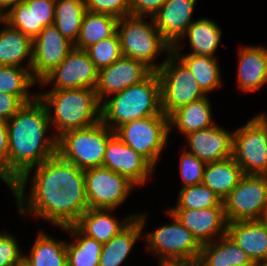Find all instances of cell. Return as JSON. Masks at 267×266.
<instances>
[{
    "label": "cell",
    "instance_id": "obj_1",
    "mask_svg": "<svg viewBox=\"0 0 267 266\" xmlns=\"http://www.w3.org/2000/svg\"><path fill=\"white\" fill-rule=\"evenodd\" d=\"M30 194L19 191V215L29 211L39 219L65 228L75 225L89 208L84 170L63 160L58 154L35 166ZM26 199V200H25ZM28 210V211H27Z\"/></svg>",
    "mask_w": 267,
    "mask_h": 266
},
{
    "label": "cell",
    "instance_id": "obj_2",
    "mask_svg": "<svg viewBox=\"0 0 267 266\" xmlns=\"http://www.w3.org/2000/svg\"><path fill=\"white\" fill-rule=\"evenodd\" d=\"M8 168L19 179L24 191L33 167L57 154V138L46 137L50 125L45 104L37 96L7 122Z\"/></svg>",
    "mask_w": 267,
    "mask_h": 266
},
{
    "label": "cell",
    "instance_id": "obj_3",
    "mask_svg": "<svg viewBox=\"0 0 267 266\" xmlns=\"http://www.w3.org/2000/svg\"><path fill=\"white\" fill-rule=\"evenodd\" d=\"M37 96L47 108L50 125H54L58 133H54L56 138L67 131L85 128L101 121V103L95 89L49 90L38 92ZM51 109H54V114Z\"/></svg>",
    "mask_w": 267,
    "mask_h": 266
},
{
    "label": "cell",
    "instance_id": "obj_4",
    "mask_svg": "<svg viewBox=\"0 0 267 266\" xmlns=\"http://www.w3.org/2000/svg\"><path fill=\"white\" fill-rule=\"evenodd\" d=\"M161 113V85L157 72L101 103V121L113 131L127 122Z\"/></svg>",
    "mask_w": 267,
    "mask_h": 266
},
{
    "label": "cell",
    "instance_id": "obj_5",
    "mask_svg": "<svg viewBox=\"0 0 267 266\" xmlns=\"http://www.w3.org/2000/svg\"><path fill=\"white\" fill-rule=\"evenodd\" d=\"M151 18V23H148L143 16H124L118 19L116 32L122 56L137 59L157 72L163 63L156 64V57L165 51L169 54L172 46L162 37Z\"/></svg>",
    "mask_w": 267,
    "mask_h": 266
},
{
    "label": "cell",
    "instance_id": "obj_6",
    "mask_svg": "<svg viewBox=\"0 0 267 266\" xmlns=\"http://www.w3.org/2000/svg\"><path fill=\"white\" fill-rule=\"evenodd\" d=\"M115 134L102 121L57 138V154L82 170L102 167L108 140Z\"/></svg>",
    "mask_w": 267,
    "mask_h": 266
},
{
    "label": "cell",
    "instance_id": "obj_7",
    "mask_svg": "<svg viewBox=\"0 0 267 266\" xmlns=\"http://www.w3.org/2000/svg\"><path fill=\"white\" fill-rule=\"evenodd\" d=\"M162 63L157 74L161 85V108L165 115L169 117L178 108L207 96L187 66L172 51Z\"/></svg>",
    "mask_w": 267,
    "mask_h": 266
},
{
    "label": "cell",
    "instance_id": "obj_8",
    "mask_svg": "<svg viewBox=\"0 0 267 266\" xmlns=\"http://www.w3.org/2000/svg\"><path fill=\"white\" fill-rule=\"evenodd\" d=\"M114 132L154 167L160 153L169 142V117L162 112L156 116L127 122Z\"/></svg>",
    "mask_w": 267,
    "mask_h": 266
},
{
    "label": "cell",
    "instance_id": "obj_9",
    "mask_svg": "<svg viewBox=\"0 0 267 266\" xmlns=\"http://www.w3.org/2000/svg\"><path fill=\"white\" fill-rule=\"evenodd\" d=\"M233 158L245 175H267V123L254 117L233 132Z\"/></svg>",
    "mask_w": 267,
    "mask_h": 266
},
{
    "label": "cell",
    "instance_id": "obj_10",
    "mask_svg": "<svg viewBox=\"0 0 267 266\" xmlns=\"http://www.w3.org/2000/svg\"><path fill=\"white\" fill-rule=\"evenodd\" d=\"M167 216L172 218L165 224L144 236L150 253L158 254L159 262L164 260H181L199 258L202 245L168 210Z\"/></svg>",
    "mask_w": 267,
    "mask_h": 266
},
{
    "label": "cell",
    "instance_id": "obj_11",
    "mask_svg": "<svg viewBox=\"0 0 267 266\" xmlns=\"http://www.w3.org/2000/svg\"><path fill=\"white\" fill-rule=\"evenodd\" d=\"M223 205L228 223L259 220L267 208V175H244Z\"/></svg>",
    "mask_w": 267,
    "mask_h": 266
},
{
    "label": "cell",
    "instance_id": "obj_12",
    "mask_svg": "<svg viewBox=\"0 0 267 266\" xmlns=\"http://www.w3.org/2000/svg\"><path fill=\"white\" fill-rule=\"evenodd\" d=\"M84 177L89 208L115 210L135 188L126 177L104 167L86 169Z\"/></svg>",
    "mask_w": 267,
    "mask_h": 266
},
{
    "label": "cell",
    "instance_id": "obj_13",
    "mask_svg": "<svg viewBox=\"0 0 267 266\" xmlns=\"http://www.w3.org/2000/svg\"><path fill=\"white\" fill-rule=\"evenodd\" d=\"M98 69L89 58L87 52L73 48L64 61L47 74L39 83L50 85L51 90H63L74 88L95 89L98 82Z\"/></svg>",
    "mask_w": 267,
    "mask_h": 266
},
{
    "label": "cell",
    "instance_id": "obj_14",
    "mask_svg": "<svg viewBox=\"0 0 267 266\" xmlns=\"http://www.w3.org/2000/svg\"><path fill=\"white\" fill-rule=\"evenodd\" d=\"M73 48L74 44L64 37L54 24L44 27L33 39L32 77L39 83L64 61Z\"/></svg>",
    "mask_w": 267,
    "mask_h": 266
},
{
    "label": "cell",
    "instance_id": "obj_15",
    "mask_svg": "<svg viewBox=\"0 0 267 266\" xmlns=\"http://www.w3.org/2000/svg\"><path fill=\"white\" fill-rule=\"evenodd\" d=\"M153 71L137 59L121 56L110 66L98 71V82L95 88L100 103L109 95L141 83Z\"/></svg>",
    "mask_w": 267,
    "mask_h": 266
},
{
    "label": "cell",
    "instance_id": "obj_16",
    "mask_svg": "<svg viewBox=\"0 0 267 266\" xmlns=\"http://www.w3.org/2000/svg\"><path fill=\"white\" fill-rule=\"evenodd\" d=\"M102 167L126 177L135 186L148 180L154 167L115 134L108 140Z\"/></svg>",
    "mask_w": 267,
    "mask_h": 266
},
{
    "label": "cell",
    "instance_id": "obj_17",
    "mask_svg": "<svg viewBox=\"0 0 267 266\" xmlns=\"http://www.w3.org/2000/svg\"><path fill=\"white\" fill-rule=\"evenodd\" d=\"M201 244H207L226 235L228 221L224 207L205 209H168Z\"/></svg>",
    "mask_w": 267,
    "mask_h": 266
},
{
    "label": "cell",
    "instance_id": "obj_18",
    "mask_svg": "<svg viewBox=\"0 0 267 266\" xmlns=\"http://www.w3.org/2000/svg\"><path fill=\"white\" fill-rule=\"evenodd\" d=\"M233 135L234 133L215 124L184 137L190 148L188 152L205 163H211L233 156Z\"/></svg>",
    "mask_w": 267,
    "mask_h": 266
},
{
    "label": "cell",
    "instance_id": "obj_19",
    "mask_svg": "<svg viewBox=\"0 0 267 266\" xmlns=\"http://www.w3.org/2000/svg\"><path fill=\"white\" fill-rule=\"evenodd\" d=\"M196 0H167L153 16L162 37L173 47L194 22L192 14Z\"/></svg>",
    "mask_w": 267,
    "mask_h": 266
},
{
    "label": "cell",
    "instance_id": "obj_20",
    "mask_svg": "<svg viewBox=\"0 0 267 266\" xmlns=\"http://www.w3.org/2000/svg\"><path fill=\"white\" fill-rule=\"evenodd\" d=\"M238 87L243 92H254L267 83V48L245 46L238 52Z\"/></svg>",
    "mask_w": 267,
    "mask_h": 266
},
{
    "label": "cell",
    "instance_id": "obj_21",
    "mask_svg": "<svg viewBox=\"0 0 267 266\" xmlns=\"http://www.w3.org/2000/svg\"><path fill=\"white\" fill-rule=\"evenodd\" d=\"M146 223V215L137 214L129 224L116 234L110 241L104 243L99 260V266H120L129 256L137 239L142 235Z\"/></svg>",
    "mask_w": 267,
    "mask_h": 266
},
{
    "label": "cell",
    "instance_id": "obj_22",
    "mask_svg": "<svg viewBox=\"0 0 267 266\" xmlns=\"http://www.w3.org/2000/svg\"><path fill=\"white\" fill-rule=\"evenodd\" d=\"M226 234L252 262L267 259V231L258 220L228 223Z\"/></svg>",
    "mask_w": 267,
    "mask_h": 266
},
{
    "label": "cell",
    "instance_id": "obj_23",
    "mask_svg": "<svg viewBox=\"0 0 267 266\" xmlns=\"http://www.w3.org/2000/svg\"><path fill=\"white\" fill-rule=\"evenodd\" d=\"M113 209L88 208L75 226L86 236L104 244L124 229L137 216L130 215L119 223L110 213Z\"/></svg>",
    "mask_w": 267,
    "mask_h": 266
},
{
    "label": "cell",
    "instance_id": "obj_24",
    "mask_svg": "<svg viewBox=\"0 0 267 266\" xmlns=\"http://www.w3.org/2000/svg\"><path fill=\"white\" fill-rule=\"evenodd\" d=\"M0 30V66H18L31 72L33 40L7 22ZM27 66L21 62L27 59Z\"/></svg>",
    "mask_w": 267,
    "mask_h": 266
},
{
    "label": "cell",
    "instance_id": "obj_25",
    "mask_svg": "<svg viewBox=\"0 0 267 266\" xmlns=\"http://www.w3.org/2000/svg\"><path fill=\"white\" fill-rule=\"evenodd\" d=\"M209 101L206 96L175 110L169 116L170 131L173 126H177L179 132L186 136L215 125Z\"/></svg>",
    "mask_w": 267,
    "mask_h": 266
},
{
    "label": "cell",
    "instance_id": "obj_26",
    "mask_svg": "<svg viewBox=\"0 0 267 266\" xmlns=\"http://www.w3.org/2000/svg\"><path fill=\"white\" fill-rule=\"evenodd\" d=\"M244 175L242 168L230 157L206 163L202 183L223 201Z\"/></svg>",
    "mask_w": 267,
    "mask_h": 266
},
{
    "label": "cell",
    "instance_id": "obj_27",
    "mask_svg": "<svg viewBox=\"0 0 267 266\" xmlns=\"http://www.w3.org/2000/svg\"><path fill=\"white\" fill-rule=\"evenodd\" d=\"M199 260L202 266H248L253 263L227 234L202 245Z\"/></svg>",
    "mask_w": 267,
    "mask_h": 266
},
{
    "label": "cell",
    "instance_id": "obj_28",
    "mask_svg": "<svg viewBox=\"0 0 267 266\" xmlns=\"http://www.w3.org/2000/svg\"><path fill=\"white\" fill-rule=\"evenodd\" d=\"M181 46L180 43H176L172 47V52L187 66L206 94L222 86L220 65L215 57L181 54L180 51L183 48Z\"/></svg>",
    "mask_w": 267,
    "mask_h": 266
},
{
    "label": "cell",
    "instance_id": "obj_29",
    "mask_svg": "<svg viewBox=\"0 0 267 266\" xmlns=\"http://www.w3.org/2000/svg\"><path fill=\"white\" fill-rule=\"evenodd\" d=\"M25 266H68L65 241H58L39 232L29 255L23 254Z\"/></svg>",
    "mask_w": 267,
    "mask_h": 266
},
{
    "label": "cell",
    "instance_id": "obj_30",
    "mask_svg": "<svg viewBox=\"0 0 267 266\" xmlns=\"http://www.w3.org/2000/svg\"><path fill=\"white\" fill-rule=\"evenodd\" d=\"M221 35L222 30L214 20L200 18L188 27L181 39L188 37L191 54L215 57Z\"/></svg>",
    "mask_w": 267,
    "mask_h": 266
},
{
    "label": "cell",
    "instance_id": "obj_31",
    "mask_svg": "<svg viewBox=\"0 0 267 266\" xmlns=\"http://www.w3.org/2000/svg\"><path fill=\"white\" fill-rule=\"evenodd\" d=\"M62 229L75 237L66 243L68 266H99L103 244L84 235L75 225Z\"/></svg>",
    "mask_w": 267,
    "mask_h": 266
},
{
    "label": "cell",
    "instance_id": "obj_32",
    "mask_svg": "<svg viewBox=\"0 0 267 266\" xmlns=\"http://www.w3.org/2000/svg\"><path fill=\"white\" fill-rule=\"evenodd\" d=\"M117 23L118 19L111 15L86 11L74 47L85 50L102 39L112 36L116 32Z\"/></svg>",
    "mask_w": 267,
    "mask_h": 266
},
{
    "label": "cell",
    "instance_id": "obj_33",
    "mask_svg": "<svg viewBox=\"0 0 267 266\" xmlns=\"http://www.w3.org/2000/svg\"><path fill=\"white\" fill-rule=\"evenodd\" d=\"M85 0H56L55 1V20L54 25L59 32L76 43L86 12Z\"/></svg>",
    "mask_w": 267,
    "mask_h": 266
},
{
    "label": "cell",
    "instance_id": "obj_34",
    "mask_svg": "<svg viewBox=\"0 0 267 266\" xmlns=\"http://www.w3.org/2000/svg\"><path fill=\"white\" fill-rule=\"evenodd\" d=\"M36 83L37 81L27 68L0 66V94L8 93L18 96L26 104L37 97V93L32 98V95L28 92V88Z\"/></svg>",
    "mask_w": 267,
    "mask_h": 266
},
{
    "label": "cell",
    "instance_id": "obj_35",
    "mask_svg": "<svg viewBox=\"0 0 267 266\" xmlns=\"http://www.w3.org/2000/svg\"><path fill=\"white\" fill-rule=\"evenodd\" d=\"M224 207L223 201L203 183L180 188L176 207L170 209H205Z\"/></svg>",
    "mask_w": 267,
    "mask_h": 266
},
{
    "label": "cell",
    "instance_id": "obj_36",
    "mask_svg": "<svg viewBox=\"0 0 267 266\" xmlns=\"http://www.w3.org/2000/svg\"><path fill=\"white\" fill-rule=\"evenodd\" d=\"M85 51L98 70L110 66L122 56L117 32L87 47Z\"/></svg>",
    "mask_w": 267,
    "mask_h": 266
},
{
    "label": "cell",
    "instance_id": "obj_37",
    "mask_svg": "<svg viewBox=\"0 0 267 266\" xmlns=\"http://www.w3.org/2000/svg\"><path fill=\"white\" fill-rule=\"evenodd\" d=\"M6 22L31 38H35L34 4L23 1L14 5L6 14Z\"/></svg>",
    "mask_w": 267,
    "mask_h": 266
},
{
    "label": "cell",
    "instance_id": "obj_38",
    "mask_svg": "<svg viewBox=\"0 0 267 266\" xmlns=\"http://www.w3.org/2000/svg\"><path fill=\"white\" fill-rule=\"evenodd\" d=\"M206 163L187 150L181 153L180 174L183 187L195 186L203 181Z\"/></svg>",
    "mask_w": 267,
    "mask_h": 266
},
{
    "label": "cell",
    "instance_id": "obj_39",
    "mask_svg": "<svg viewBox=\"0 0 267 266\" xmlns=\"http://www.w3.org/2000/svg\"><path fill=\"white\" fill-rule=\"evenodd\" d=\"M86 10L120 19L130 15V0H85Z\"/></svg>",
    "mask_w": 267,
    "mask_h": 266
},
{
    "label": "cell",
    "instance_id": "obj_40",
    "mask_svg": "<svg viewBox=\"0 0 267 266\" xmlns=\"http://www.w3.org/2000/svg\"><path fill=\"white\" fill-rule=\"evenodd\" d=\"M13 236L0 233V266H19L23 263V253Z\"/></svg>",
    "mask_w": 267,
    "mask_h": 266
},
{
    "label": "cell",
    "instance_id": "obj_41",
    "mask_svg": "<svg viewBox=\"0 0 267 266\" xmlns=\"http://www.w3.org/2000/svg\"><path fill=\"white\" fill-rule=\"evenodd\" d=\"M56 0H23L25 4H34L35 38L48 25L54 24Z\"/></svg>",
    "mask_w": 267,
    "mask_h": 266
},
{
    "label": "cell",
    "instance_id": "obj_42",
    "mask_svg": "<svg viewBox=\"0 0 267 266\" xmlns=\"http://www.w3.org/2000/svg\"><path fill=\"white\" fill-rule=\"evenodd\" d=\"M25 103L15 95L8 93L0 94V119L7 122L12 118Z\"/></svg>",
    "mask_w": 267,
    "mask_h": 266
},
{
    "label": "cell",
    "instance_id": "obj_43",
    "mask_svg": "<svg viewBox=\"0 0 267 266\" xmlns=\"http://www.w3.org/2000/svg\"><path fill=\"white\" fill-rule=\"evenodd\" d=\"M167 0H130V15L153 17Z\"/></svg>",
    "mask_w": 267,
    "mask_h": 266
},
{
    "label": "cell",
    "instance_id": "obj_44",
    "mask_svg": "<svg viewBox=\"0 0 267 266\" xmlns=\"http://www.w3.org/2000/svg\"><path fill=\"white\" fill-rule=\"evenodd\" d=\"M0 179L5 182L15 198H17L19 193V179L15 176V174L8 168L7 163L0 158Z\"/></svg>",
    "mask_w": 267,
    "mask_h": 266
},
{
    "label": "cell",
    "instance_id": "obj_45",
    "mask_svg": "<svg viewBox=\"0 0 267 266\" xmlns=\"http://www.w3.org/2000/svg\"><path fill=\"white\" fill-rule=\"evenodd\" d=\"M0 158L8 165V133L6 122L0 119Z\"/></svg>",
    "mask_w": 267,
    "mask_h": 266
},
{
    "label": "cell",
    "instance_id": "obj_46",
    "mask_svg": "<svg viewBox=\"0 0 267 266\" xmlns=\"http://www.w3.org/2000/svg\"><path fill=\"white\" fill-rule=\"evenodd\" d=\"M159 266H202L199 258L181 259V260H164L159 262Z\"/></svg>",
    "mask_w": 267,
    "mask_h": 266
},
{
    "label": "cell",
    "instance_id": "obj_47",
    "mask_svg": "<svg viewBox=\"0 0 267 266\" xmlns=\"http://www.w3.org/2000/svg\"><path fill=\"white\" fill-rule=\"evenodd\" d=\"M23 0H0V9L6 14L14 5Z\"/></svg>",
    "mask_w": 267,
    "mask_h": 266
},
{
    "label": "cell",
    "instance_id": "obj_48",
    "mask_svg": "<svg viewBox=\"0 0 267 266\" xmlns=\"http://www.w3.org/2000/svg\"><path fill=\"white\" fill-rule=\"evenodd\" d=\"M265 228L267 231V208L262 212L259 220H258Z\"/></svg>",
    "mask_w": 267,
    "mask_h": 266
},
{
    "label": "cell",
    "instance_id": "obj_49",
    "mask_svg": "<svg viewBox=\"0 0 267 266\" xmlns=\"http://www.w3.org/2000/svg\"><path fill=\"white\" fill-rule=\"evenodd\" d=\"M0 22L5 23L6 22V16L5 13L0 9Z\"/></svg>",
    "mask_w": 267,
    "mask_h": 266
},
{
    "label": "cell",
    "instance_id": "obj_50",
    "mask_svg": "<svg viewBox=\"0 0 267 266\" xmlns=\"http://www.w3.org/2000/svg\"><path fill=\"white\" fill-rule=\"evenodd\" d=\"M256 266H267V259L256 262Z\"/></svg>",
    "mask_w": 267,
    "mask_h": 266
},
{
    "label": "cell",
    "instance_id": "obj_51",
    "mask_svg": "<svg viewBox=\"0 0 267 266\" xmlns=\"http://www.w3.org/2000/svg\"><path fill=\"white\" fill-rule=\"evenodd\" d=\"M258 115L267 123V115H265L264 113Z\"/></svg>",
    "mask_w": 267,
    "mask_h": 266
},
{
    "label": "cell",
    "instance_id": "obj_52",
    "mask_svg": "<svg viewBox=\"0 0 267 266\" xmlns=\"http://www.w3.org/2000/svg\"><path fill=\"white\" fill-rule=\"evenodd\" d=\"M248 266H256V263L253 262L252 264L248 265Z\"/></svg>",
    "mask_w": 267,
    "mask_h": 266
}]
</instances>
